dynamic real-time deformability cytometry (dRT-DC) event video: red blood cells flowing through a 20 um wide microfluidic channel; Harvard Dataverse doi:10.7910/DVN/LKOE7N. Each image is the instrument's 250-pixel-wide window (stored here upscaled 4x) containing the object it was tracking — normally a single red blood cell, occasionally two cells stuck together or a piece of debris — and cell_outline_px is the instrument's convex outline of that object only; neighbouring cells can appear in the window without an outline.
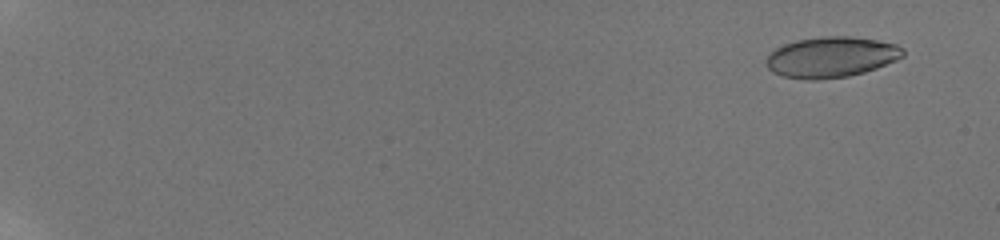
{"species": "human", "species_latin": "Homo sapiens", "temperature_condition": "room temperature", "stored_images_in_passage": 27, "camera_frame_rate_fps": 3000, "um_per_image_px": 0.085, "donor": {"sex": "male"}, "frame": {"image": 1, "passage_image": 4, "time_ms": 1.333, "image_size_px": [1000, 240], "cell_outline_px": [[904, 56], [896, 60], [876, 68], [864, 72], [848, 76], [816, 80], [804, 80], [784, 76], [772, 72], [764, 64], [768, 52], [784, 44], [796, 40], [820, 36], [852, 36], [876, 40], [896, 44], [904, 48]], "centroid_in_image_um": [70.62, 4.85], "position_along_channel_um": 14.4, "area_um2": 32.71}}
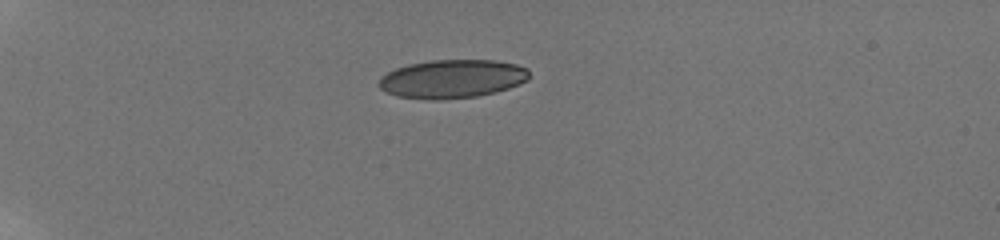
{"frame": {"image": 2, "passage_image": 14, "time_ms": 6.333, "image_size_px": [1000, 240], "cell_outline_px": [[528, 80], [520, 84], [496, 92], [476, 96], [440, 100], [428, 100], [396, 96], [380, 88], [376, 84], [380, 76], [396, 68], [408, 64], [432, 60], [496, 60], [516, 64], [528, 68]], "centroid_in_image_um": [38.42, 6.7], "position_along_channel_um": 46.6, "area_um2": 33.99}}
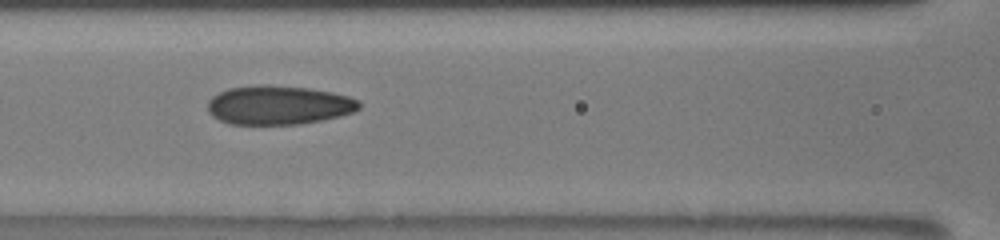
{"frame": {"image": 3, "passage_image": 22, "time_ms": 10.333, "image_size_px": [1000, 240], "cell_outline_px": [[360, 108], [352, 112], [340, 116], [300, 124], [228, 124], [212, 116], [208, 112], [208, 100], [212, 96], [228, 88], [256, 84], [268, 84], [308, 88], [332, 92], [348, 96], [360, 100]], "centroid_in_image_um": [23.66, 8.92], "position_along_channel_um": 142.9, "area_um2": 34.62}}